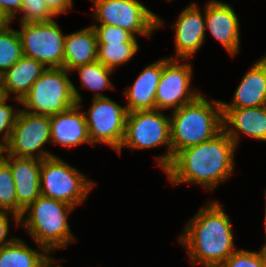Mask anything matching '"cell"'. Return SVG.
Here are the masks:
<instances>
[{"instance_id": "74e56055", "label": "cell", "mask_w": 266, "mask_h": 267, "mask_svg": "<svg viewBox=\"0 0 266 267\" xmlns=\"http://www.w3.org/2000/svg\"><path fill=\"white\" fill-rule=\"evenodd\" d=\"M265 196H266V194H265ZM265 200H266V197H265ZM266 203V202H265ZM265 207H266V205H265ZM265 220H264V225H265V230H266V208H265V218H264Z\"/></svg>"}, {"instance_id": "e575fe53", "label": "cell", "mask_w": 266, "mask_h": 267, "mask_svg": "<svg viewBox=\"0 0 266 267\" xmlns=\"http://www.w3.org/2000/svg\"><path fill=\"white\" fill-rule=\"evenodd\" d=\"M54 262L56 263L57 260L51 258L44 267H53L52 265L54 264ZM57 267H61V265L59 264Z\"/></svg>"}, {"instance_id": "7402d4cb", "label": "cell", "mask_w": 266, "mask_h": 267, "mask_svg": "<svg viewBox=\"0 0 266 267\" xmlns=\"http://www.w3.org/2000/svg\"><path fill=\"white\" fill-rule=\"evenodd\" d=\"M30 248L23 240L15 238L0 248V267H44L51 259L49 252Z\"/></svg>"}, {"instance_id": "8fae6325", "label": "cell", "mask_w": 266, "mask_h": 267, "mask_svg": "<svg viewBox=\"0 0 266 267\" xmlns=\"http://www.w3.org/2000/svg\"><path fill=\"white\" fill-rule=\"evenodd\" d=\"M91 145L105 143L116 151L125 136L127 109L108 97L93 98L88 112L83 111Z\"/></svg>"}, {"instance_id": "836d02e7", "label": "cell", "mask_w": 266, "mask_h": 267, "mask_svg": "<svg viewBox=\"0 0 266 267\" xmlns=\"http://www.w3.org/2000/svg\"><path fill=\"white\" fill-rule=\"evenodd\" d=\"M266 234V233H265ZM266 236V235H265ZM262 260H263V264L266 267V243L262 246V248L259 250Z\"/></svg>"}, {"instance_id": "8d00e7d4", "label": "cell", "mask_w": 266, "mask_h": 267, "mask_svg": "<svg viewBox=\"0 0 266 267\" xmlns=\"http://www.w3.org/2000/svg\"><path fill=\"white\" fill-rule=\"evenodd\" d=\"M5 97L4 93H3V89H0V100H2Z\"/></svg>"}, {"instance_id": "9a60e30c", "label": "cell", "mask_w": 266, "mask_h": 267, "mask_svg": "<svg viewBox=\"0 0 266 267\" xmlns=\"http://www.w3.org/2000/svg\"><path fill=\"white\" fill-rule=\"evenodd\" d=\"M10 165L15 183L18 205L24 210L40 195V168L42 160L14 155L3 156Z\"/></svg>"}, {"instance_id": "cb8c5ba5", "label": "cell", "mask_w": 266, "mask_h": 267, "mask_svg": "<svg viewBox=\"0 0 266 267\" xmlns=\"http://www.w3.org/2000/svg\"><path fill=\"white\" fill-rule=\"evenodd\" d=\"M78 71L80 75V81L83 88L95 91L93 98L106 97L99 92L102 89H112L113 84L109 79V75L112 73V69H109L98 60L78 66L73 71Z\"/></svg>"}, {"instance_id": "f546056e", "label": "cell", "mask_w": 266, "mask_h": 267, "mask_svg": "<svg viewBox=\"0 0 266 267\" xmlns=\"http://www.w3.org/2000/svg\"><path fill=\"white\" fill-rule=\"evenodd\" d=\"M220 267H265L260 252L236 250Z\"/></svg>"}, {"instance_id": "3957f363", "label": "cell", "mask_w": 266, "mask_h": 267, "mask_svg": "<svg viewBox=\"0 0 266 267\" xmlns=\"http://www.w3.org/2000/svg\"><path fill=\"white\" fill-rule=\"evenodd\" d=\"M223 130L221 101L200 94L193 102L174 110L170 117L171 161L185 148L211 140Z\"/></svg>"}, {"instance_id": "277c9868", "label": "cell", "mask_w": 266, "mask_h": 267, "mask_svg": "<svg viewBox=\"0 0 266 267\" xmlns=\"http://www.w3.org/2000/svg\"><path fill=\"white\" fill-rule=\"evenodd\" d=\"M74 208L66 202L40 195L24 209L22 216L19 217V224L41 250L46 249L51 253L76 241L67 221L68 215Z\"/></svg>"}, {"instance_id": "484cf974", "label": "cell", "mask_w": 266, "mask_h": 267, "mask_svg": "<svg viewBox=\"0 0 266 267\" xmlns=\"http://www.w3.org/2000/svg\"><path fill=\"white\" fill-rule=\"evenodd\" d=\"M23 57L19 34L10 24L0 31V76Z\"/></svg>"}, {"instance_id": "ba28073f", "label": "cell", "mask_w": 266, "mask_h": 267, "mask_svg": "<svg viewBox=\"0 0 266 267\" xmlns=\"http://www.w3.org/2000/svg\"><path fill=\"white\" fill-rule=\"evenodd\" d=\"M94 19L100 25H112L133 35L150 37L152 32L163 27L161 18L138 0H92ZM136 33V34H135Z\"/></svg>"}, {"instance_id": "ffe728a7", "label": "cell", "mask_w": 266, "mask_h": 267, "mask_svg": "<svg viewBox=\"0 0 266 267\" xmlns=\"http://www.w3.org/2000/svg\"><path fill=\"white\" fill-rule=\"evenodd\" d=\"M46 69L47 67L38 60L23 56L1 76L4 95L10 98L9 94L13 92V99L21 103L32 84Z\"/></svg>"}, {"instance_id": "9c48e42d", "label": "cell", "mask_w": 266, "mask_h": 267, "mask_svg": "<svg viewBox=\"0 0 266 267\" xmlns=\"http://www.w3.org/2000/svg\"><path fill=\"white\" fill-rule=\"evenodd\" d=\"M20 26L17 32L23 56L38 60L47 68H63L65 35L55 20Z\"/></svg>"}, {"instance_id": "d6986e66", "label": "cell", "mask_w": 266, "mask_h": 267, "mask_svg": "<svg viewBox=\"0 0 266 267\" xmlns=\"http://www.w3.org/2000/svg\"><path fill=\"white\" fill-rule=\"evenodd\" d=\"M163 70V58L149 64L125 90L127 112L155 110V95Z\"/></svg>"}, {"instance_id": "f35d334b", "label": "cell", "mask_w": 266, "mask_h": 267, "mask_svg": "<svg viewBox=\"0 0 266 267\" xmlns=\"http://www.w3.org/2000/svg\"><path fill=\"white\" fill-rule=\"evenodd\" d=\"M0 89H2V81H1V76H0Z\"/></svg>"}, {"instance_id": "4316f807", "label": "cell", "mask_w": 266, "mask_h": 267, "mask_svg": "<svg viewBox=\"0 0 266 267\" xmlns=\"http://www.w3.org/2000/svg\"><path fill=\"white\" fill-rule=\"evenodd\" d=\"M0 211L11 212L18 217H21L24 211L17 202L10 165L4 159L0 161Z\"/></svg>"}, {"instance_id": "8992f818", "label": "cell", "mask_w": 266, "mask_h": 267, "mask_svg": "<svg viewBox=\"0 0 266 267\" xmlns=\"http://www.w3.org/2000/svg\"><path fill=\"white\" fill-rule=\"evenodd\" d=\"M161 110H143L128 112L126 117L125 136L120 149H150L166 145V153L156 157L158 165L165 170L171 163L170 117ZM168 146V147H167Z\"/></svg>"}, {"instance_id": "d590c367", "label": "cell", "mask_w": 266, "mask_h": 267, "mask_svg": "<svg viewBox=\"0 0 266 267\" xmlns=\"http://www.w3.org/2000/svg\"><path fill=\"white\" fill-rule=\"evenodd\" d=\"M4 154H5L4 146H2L0 143V161L3 159Z\"/></svg>"}, {"instance_id": "30bf717a", "label": "cell", "mask_w": 266, "mask_h": 267, "mask_svg": "<svg viewBox=\"0 0 266 267\" xmlns=\"http://www.w3.org/2000/svg\"><path fill=\"white\" fill-rule=\"evenodd\" d=\"M48 142L51 143L49 116L20 109L12 128L10 140L4 149L8 155L43 160L55 156L42 149ZM35 152L38 154L36 155Z\"/></svg>"}, {"instance_id": "d6a6232c", "label": "cell", "mask_w": 266, "mask_h": 267, "mask_svg": "<svg viewBox=\"0 0 266 267\" xmlns=\"http://www.w3.org/2000/svg\"><path fill=\"white\" fill-rule=\"evenodd\" d=\"M9 24H11V21L0 9V31L6 28Z\"/></svg>"}, {"instance_id": "d4e9b609", "label": "cell", "mask_w": 266, "mask_h": 267, "mask_svg": "<svg viewBox=\"0 0 266 267\" xmlns=\"http://www.w3.org/2000/svg\"><path fill=\"white\" fill-rule=\"evenodd\" d=\"M138 50V43H98L97 60L114 70L129 61Z\"/></svg>"}, {"instance_id": "7c38bea8", "label": "cell", "mask_w": 266, "mask_h": 267, "mask_svg": "<svg viewBox=\"0 0 266 267\" xmlns=\"http://www.w3.org/2000/svg\"><path fill=\"white\" fill-rule=\"evenodd\" d=\"M181 59L163 58V70L155 95V109L177 110L193 102L200 94L190 87L192 66Z\"/></svg>"}, {"instance_id": "f1b7e54d", "label": "cell", "mask_w": 266, "mask_h": 267, "mask_svg": "<svg viewBox=\"0 0 266 267\" xmlns=\"http://www.w3.org/2000/svg\"><path fill=\"white\" fill-rule=\"evenodd\" d=\"M7 99L9 98L5 96L2 100H0V133L3 135L0 142L4 147L10 140L12 128L20 111L19 108L16 110L13 109L12 106L7 105Z\"/></svg>"}, {"instance_id": "4dcf8cb0", "label": "cell", "mask_w": 266, "mask_h": 267, "mask_svg": "<svg viewBox=\"0 0 266 267\" xmlns=\"http://www.w3.org/2000/svg\"><path fill=\"white\" fill-rule=\"evenodd\" d=\"M7 214L13 215L14 221L17 224V226H20L19 224V217L11 212L8 211H0V248L2 246H5L9 243H11L15 237H11V239H6L10 230H9V217Z\"/></svg>"}, {"instance_id": "603a6c76", "label": "cell", "mask_w": 266, "mask_h": 267, "mask_svg": "<svg viewBox=\"0 0 266 267\" xmlns=\"http://www.w3.org/2000/svg\"><path fill=\"white\" fill-rule=\"evenodd\" d=\"M73 0H23L20 18L22 23L49 22L61 13H67Z\"/></svg>"}, {"instance_id": "5b68a950", "label": "cell", "mask_w": 266, "mask_h": 267, "mask_svg": "<svg viewBox=\"0 0 266 267\" xmlns=\"http://www.w3.org/2000/svg\"><path fill=\"white\" fill-rule=\"evenodd\" d=\"M68 73L65 68H47L21 100L26 108L22 110L51 116L80 105L82 97Z\"/></svg>"}, {"instance_id": "44dd1931", "label": "cell", "mask_w": 266, "mask_h": 267, "mask_svg": "<svg viewBox=\"0 0 266 267\" xmlns=\"http://www.w3.org/2000/svg\"><path fill=\"white\" fill-rule=\"evenodd\" d=\"M97 34L93 26L65 34L63 68H74L97 60Z\"/></svg>"}, {"instance_id": "6da1fadb", "label": "cell", "mask_w": 266, "mask_h": 267, "mask_svg": "<svg viewBox=\"0 0 266 267\" xmlns=\"http://www.w3.org/2000/svg\"><path fill=\"white\" fill-rule=\"evenodd\" d=\"M236 144L222 130L211 140L183 149L164 170L170 183L200 184L210 191L234 171Z\"/></svg>"}, {"instance_id": "1f68e13d", "label": "cell", "mask_w": 266, "mask_h": 267, "mask_svg": "<svg viewBox=\"0 0 266 267\" xmlns=\"http://www.w3.org/2000/svg\"><path fill=\"white\" fill-rule=\"evenodd\" d=\"M22 2L23 0H0V9L12 21L16 13L21 11Z\"/></svg>"}, {"instance_id": "ac0fdd59", "label": "cell", "mask_w": 266, "mask_h": 267, "mask_svg": "<svg viewBox=\"0 0 266 267\" xmlns=\"http://www.w3.org/2000/svg\"><path fill=\"white\" fill-rule=\"evenodd\" d=\"M231 103L221 101L222 109L266 106V56L243 76Z\"/></svg>"}, {"instance_id": "5bb4252c", "label": "cell", "mask_w": 266, "mask_h": 267, "mask_svg": "<svg viewBox=\"0 0 266 267\" xmlns=\"http://www.w3.org/2000/svg\"><path fill=\"white\" fill-rule=\"evenodd\" d=\"M196 3L182 9L172 27L175 29V59L186 60L203 45L206 36L205 15Z\"/></svg>"}, {"instance_id": "4fadbf2b", "label": "cell", "mask_w": 266, "mask_h": 267, "mask_svg": "<svg viewBox=\"0 0 266 267\" xmlns=\"http://www.w3.org/2000/svg\"><path fill=\"white\" fill-rule=\"evenodd\" d=\"M205 29L233 56L240 50V23L234 8L217 0L208 1L204 8Z\"/></svg>"}, {"instance_id": "2e32d148", "label": "cell", "mask_w": 266, "mask_h": 267, "mask_svg": "<svg viewBox=\"0 0 266 267\" xmlns=\"http://www.w3.org/2000/svg\"><path fill=\"white\" fill-rule=\"evenodd\" d=\"M222 121L223 130L236 146L241 132L255 140L266 142V106L222 109Z\"/></svg>"}, {"instance_id": "e0dca14e", "label": "cell", "mask_w": 266, "mask_h": 267, "mask_svg": "<svg viewBox=\"0 0 266 267\" xmlns=\"http://www.w3.org/2000/svg\"><path fill=\"white\" fill-rule=\"evenodd\" d=\"M82 106L76 104L71 109L49 116L51 128V143L66 148L77 147L80 144H91L88 127Z\"/></svg>"}, {"instance_id": "7a4b0ae2", "label": "cell", "mask_w": 266, "mask_h": 267, "mask_svg": "<svg viewBox=\"0 0 266 267\" xmlns=\"http://www.w3.org/2000/svg\"><path fill=\"white\" fill-rule=\"evenodd\" d=\"M194 265L220 267L236 251L231 220L218 201L208 202L179 237Z\"/></svg>"}, {"instance_id": "83f0119b", "label": "cell", "mask_w": 266, "mask_h": 267, "mask_svg": "<svg viewBox=\"0 0 266 267\" xmlns=\"http://www.w3.org/2000/svg\"><path fill=\"white\" fill-rule=\"evenodd\" d=\"M97 34L98 43H137L131 32L112 25H92Z\"/></svg>"}, {"instance_id": "52a82bcc", "label": "cell", "mask_w": 266, "mask_h": 267, "mask_svg": "<svg viewBox=\"0 0 266 267\" xmlns=\"http://www.w3.org/2000/svg\"><path fill=\"white\" fill-rule=\"evenodd\" d=\"M93 181L59 157L42 160L40 168L41 195L77 207L94 188Z\"/></svg>"}]
</instances>
